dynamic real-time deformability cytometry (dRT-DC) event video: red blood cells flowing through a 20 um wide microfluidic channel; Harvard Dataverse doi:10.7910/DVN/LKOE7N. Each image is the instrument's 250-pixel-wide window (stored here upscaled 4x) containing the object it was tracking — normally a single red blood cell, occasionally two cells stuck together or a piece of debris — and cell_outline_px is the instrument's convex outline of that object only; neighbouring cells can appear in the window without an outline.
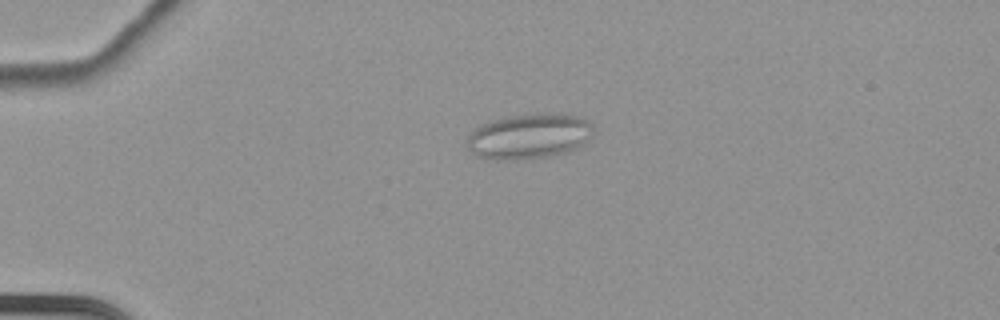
{"species": "common noctule bat (a hibernating species)", "species_latin": "Nyctalus noctula", "temperature_condition": "cold", "stored_images_in_passage": 62, "segment_of_instrument_passage": [1, 2], "camera_frame_rate_fps": 3000, "um_per_image_px": 0.085, "animal": {"sex": "female", "body_mass_g": 22.7, "forearm_length_mm": 54.2}, "frame": {"image": 1, "passage_image": 17, "time_ms": 5.333, "image_size_px": [1000, 320], "cell_outline_px": [[596, 128], [592, 136], [588, 140], [576, 148], [568, 152], [548, 156], [516, 160], [488, 160], [476, 156], [464, 144], [468, 136], [476, 128], [492, 120], [504, 116], [536, 112], [564, 112], [588, 120]], "centroid_in_image_um": [44.99, 11.56], "position_along_channel_um": 40.0, "area_um2": 34.28}}